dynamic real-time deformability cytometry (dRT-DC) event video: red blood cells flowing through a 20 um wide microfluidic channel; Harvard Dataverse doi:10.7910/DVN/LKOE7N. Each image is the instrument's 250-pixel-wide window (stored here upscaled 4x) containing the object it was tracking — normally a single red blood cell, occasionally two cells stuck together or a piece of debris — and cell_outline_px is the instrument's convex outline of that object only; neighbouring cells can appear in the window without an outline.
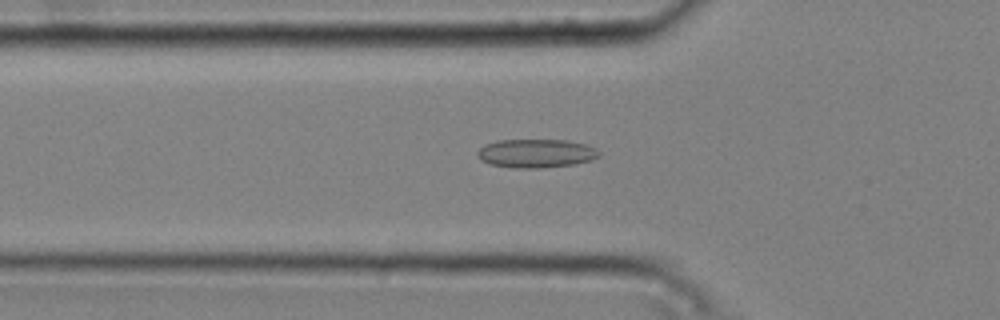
{"species": "common noctule bat (a hibernating species)", "species_latin": "Nyctalus noctula", "temperature_condition": "cold", "stored_images_in_passage": 47, "camera_frame_rate_fps": 3000, "um_per_image_px": 0.085, "animal": {"sex": "male", "body_mass_g": 20.4}, "frame": {"image": 1, "passage_image": 14, "time_ms": 4.333, "image_size_px": [1000, 320], "cell_outline_px": [[600, 156], [592, 160], [576, 164], [540, 168], [516, 168], [492, 164], [480, 160], [476, 152], [484, 144], [500, 140], [568, 140], [584, 144], [596, 148], [600, 152]], "centroid_in_image_um": [45.59, 13.03], "position_along_channel_um": 80.2, "area_um2": 20.35}}
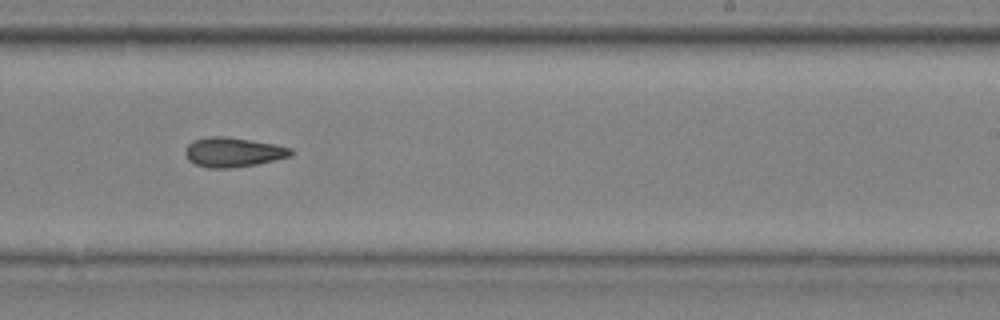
{"frame": {"image": 2, "passage_image": 29, "time_ms": 9.333, "image_size_px": [1000, 320], "cell_outline_px": [[292, 156], [256, 164], [228, 168], [208, 168], [196, 164], [188, 160], [184, 152], [184, 148], [192, 140], [208, 136], [228, 136], [276, 144], [292, 148]], "centroid_in_image_um": [19.79, 12.92], "position_along_channel_um": 269.2, "area_um2": 18.38}}
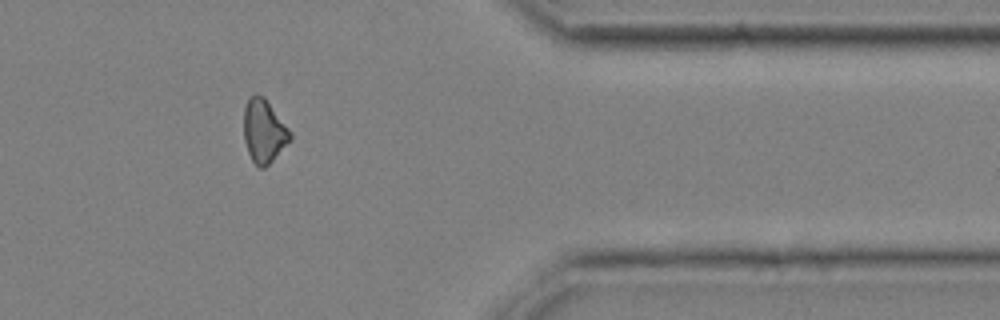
{"frame": {"image": 3, "passage_image": 40, "time_ms": 13.0, "image_size_px": [1000, 320], "cell_outline_px": [[292, 140], [264, 168], [260, 168], [252, 160], [248, 152], [244, 140], [244, 108], [248, 96], [256, 92], [264, 96], [292, 132]], "centroid_in_image_um": [22.44, 11.1], "position_along_channel_um": 389.0, "area_um2": 17.34}, "authors_computed_cell_mechanics": {"area_um2": 17.9758, "velocity_mm_per_s": 3.7761, "shape_relaxation_time_tau1_ms": null, "shape_relaxation_time_tau2_ms": 6.8611, "deformation_change_tau1": null, "deformation_change_tau2": 0.1567}}